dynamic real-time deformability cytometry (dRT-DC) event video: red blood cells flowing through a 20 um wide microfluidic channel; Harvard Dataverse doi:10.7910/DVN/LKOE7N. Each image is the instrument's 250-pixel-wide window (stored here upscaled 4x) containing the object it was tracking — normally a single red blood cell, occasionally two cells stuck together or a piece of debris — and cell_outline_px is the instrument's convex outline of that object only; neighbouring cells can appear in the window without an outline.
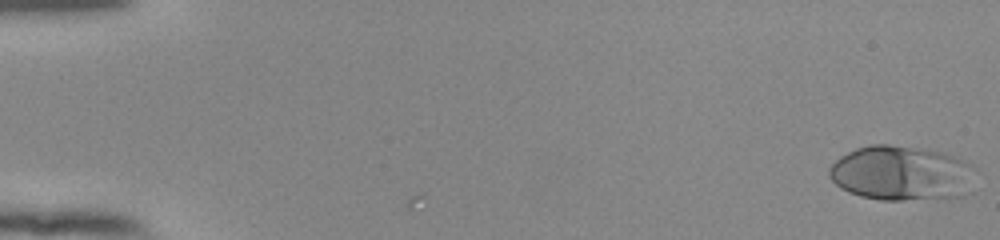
{"species": "human", "species_latin": "Homo sapiens", "temperature_condition": "room temperature", "stored_images_in_passage": 54, "camera_frame_rate_fps": 3000, "um_per_image_px": 0.085, "donor": {"sex": "female"}, "frame": {"image": 1, "passage_image": 1, "time_ms": 0.0, "image_size_px": [1000, 240], "cell_outline_px": [[976, 168], [964, 196], [900, 200], [880, 200], [860, 196], [848, 192], [840, 188], [828, 176], [828, 168], [840, 156], [856, 148], [872, 144], [888, 144], [924, 148], [944, 152], [956, 156], [972, 164]], "centroid_in_image_um": [76.6, 14.7], "position_along_channel_um": 8.4, "area_um2": 46.99}}
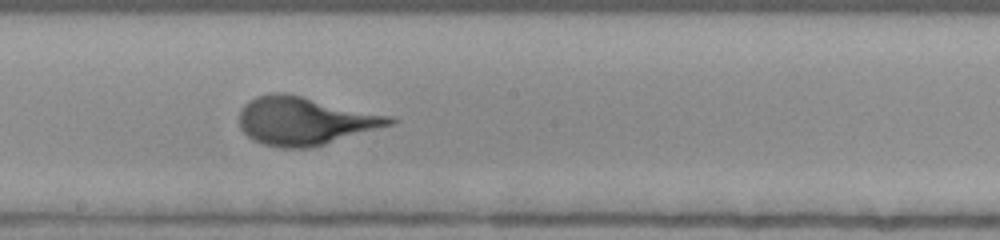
{"frame": {"image": 2, "passage_image": 31, "time_ms": 10.0, "image_size_px": [1000, 240], "cell_outline_px": [[400, 120], [392, 124], [324, 144], [308, 148], [284, 148], [264, 144], [248, 136], [240, 128], [240, 108], [248, 100], [256, 96], [272, 92], [284, 92], [388, 116]], "centroid_in_image_um": [25.84, 10.26], "position_along_channel_um": 222.4, "area_um2": 41.44}}
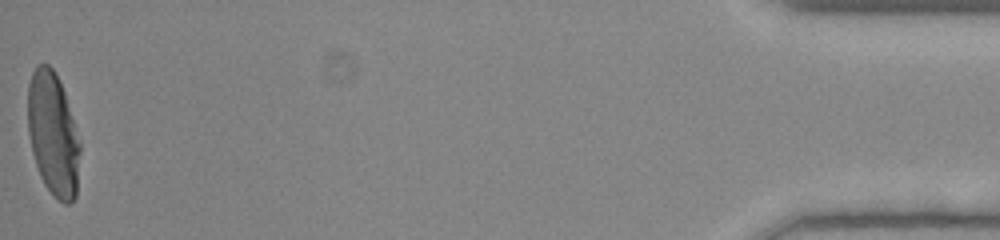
{"frame": {"image": 3, "passage_image": 54, "time_ms": 17.667, "image_size_px": [1000, 240], "cell_outline_px": [[80, 152], [76, 196], [68, 204], [64, 204], [44, 184], [40, 176], [32, 152], [28, 132], [28, 84], [32, 72], [36, 64], [48, 64], [52, 68], [64, 92], [80, 140]], "centroid_in_image_um": [4.5, 11.39], "position_along_channel_um": 430.7, "area_um2": 37.28}}